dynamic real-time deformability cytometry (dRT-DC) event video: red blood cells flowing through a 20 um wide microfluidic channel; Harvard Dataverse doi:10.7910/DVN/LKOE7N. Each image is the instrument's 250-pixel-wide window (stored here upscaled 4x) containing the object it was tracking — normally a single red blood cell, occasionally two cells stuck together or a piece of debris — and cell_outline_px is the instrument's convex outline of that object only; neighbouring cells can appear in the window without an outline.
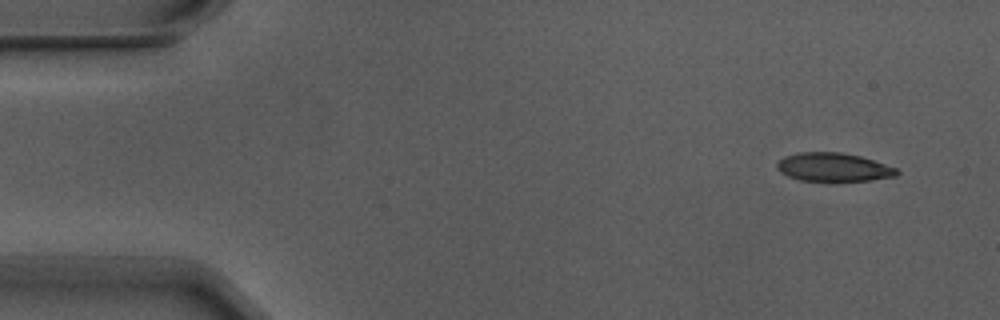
{"species": "Egyptian fruit bat (a non-hibernating species)", "species_latin": "Rousettus aegyptiacus", "temperature_condition": "warm", "stored_images_in_passage": 5, "camera_frame_rate_fps": 3000, "um_per_image_px": 0.085, "animal": {"sex": "male"}, "frame": {"image": 1, "passage_image": 1, "time_ms": 0.0, "image_size_px": [1000, 320], "cell_outline_px": [[900, 172], [896, 176], [868, 180], [800, 180], [788, 176], [780, 172], [776, 168], [776, 164], [784, 156], [796, 152], [840, 152], [860, 156], [896, 168]], "centroid_in_image_um": [70.8, 14.19], "position_along_channel_um": 14.2, "area_um2": 19.65}}